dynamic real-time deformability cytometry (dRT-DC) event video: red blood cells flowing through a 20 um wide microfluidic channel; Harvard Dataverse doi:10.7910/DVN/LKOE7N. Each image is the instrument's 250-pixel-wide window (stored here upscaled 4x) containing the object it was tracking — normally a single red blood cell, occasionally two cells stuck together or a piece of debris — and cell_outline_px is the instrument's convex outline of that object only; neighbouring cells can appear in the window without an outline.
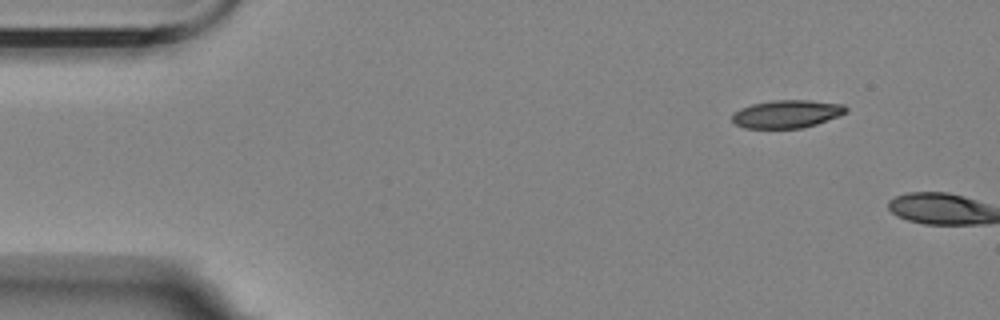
{"species": "Egyptian fruit bat (a non-hibernating species)", "species_latin": "Rousettus aegyptiacus", "temperature_condition": "room temperature", "stored_images_in_passage": 2, "camera_frame_rate_fps": 3000, "um_per_image_px": 0.085, "animal": {"sex": "female"}, "frame": {"image": 1, "passage_image": 1, "time_ms": 0.0, "image_size_px": [1000, 320], "cell_outline_px": [[848, 112], [816, 124], [800, 128], [744, 128], [736, 124], [732, 120], [732, 116], [740, 108], [752, 104], [772, 100], [808, 100], [844, 104], [848, 108]], "centroid_in_image_um": [66.9, 9.68], "position_along_channel_um": 18.1, "area_um2": 18.44}}